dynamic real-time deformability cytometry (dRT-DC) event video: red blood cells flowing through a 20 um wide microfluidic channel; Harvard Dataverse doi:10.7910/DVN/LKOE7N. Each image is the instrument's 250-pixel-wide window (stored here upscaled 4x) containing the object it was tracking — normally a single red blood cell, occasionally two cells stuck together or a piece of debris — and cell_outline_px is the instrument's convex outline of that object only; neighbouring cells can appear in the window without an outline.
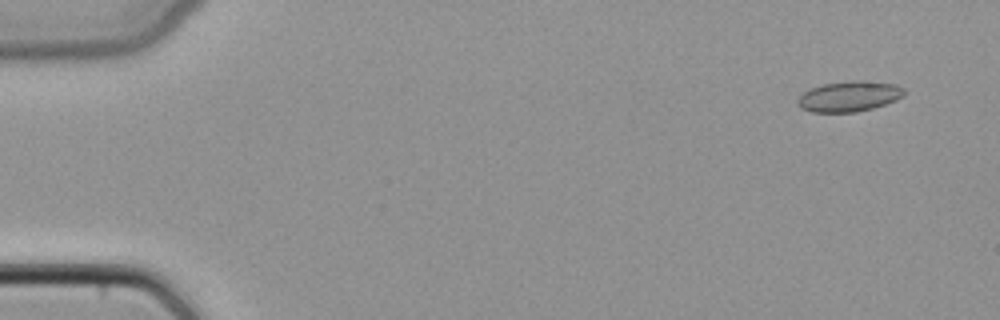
{"species": "common noctule bat (a hibernating species)", "species_latin": "Nyctalus noctula", "temperature_condition": "cold", "stored_images_in_passage": 49, "camera_frame_rate_fps": 3000, "um_per_image_px": 0.085, "animal": {"sex": "female", "body_mass_g": 22.7, "forearm_length_mm": 54.2}, "frame": {"image": 1, "passage_image": 4, "time_ms": 1.0, "image_size_px": [1000, 320], "cell_outline_px": [[904, 96], [896, 100], [872, 108], [856, 112], [812, 112], [800, 108], [796, 104], [796, 100], [804, 92], [812, 88], [824, 84], [852, 80], [860, 80], [896, 84], [904, 88]], "centroid_in_image_um": [72.17, 8.19], "position_along_channel_um": 12.8, "area_um2": 18.9}}
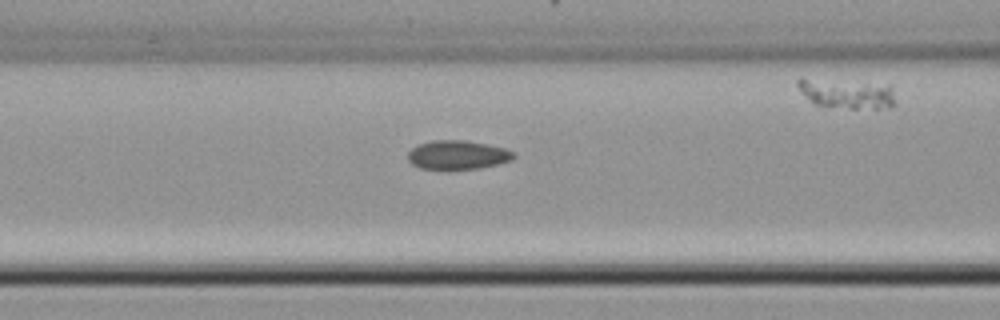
{"frame": {"image": 2, "passage_image": 21, "time_ms": 6.667, "image_size_px": [1000, 320], "cell_outline_px": [[516, 156], [512, 160], [480, 168], [448, 172], [420, 168], [412, 164], [408, 160], [408, 152], [412, 148], [420, 144], [432, 140], [464, 140], [488, 144], [504, 148], [516, 152]], "centroid_in_image_um": [38.89, 13.21], "position_along_channel_um": 127.7, "area_um2": 18.5}}
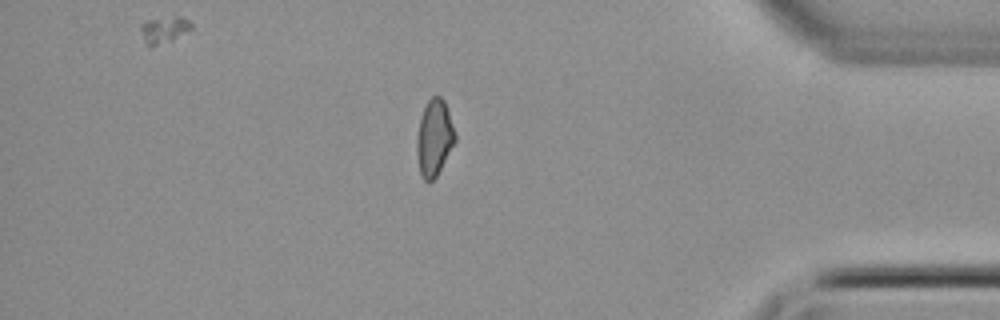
{"frame": {"image": 3, "passage_image": 42, "time_ms": 13.667, "image_size_px": [1000, 320], "cell_outline_px": [[456, 140], [436, 176], [428, 184], [420, 176], [416, 156], [416, 136], [420, 120], [424, 108], [428, 100], [432, 96], [440, 96], [444, 100], [456, 132]], "centroid_in_image_um": [36.89, 11.74], "position_along_channel_um": 398.3, "area_um2": 17.17}}